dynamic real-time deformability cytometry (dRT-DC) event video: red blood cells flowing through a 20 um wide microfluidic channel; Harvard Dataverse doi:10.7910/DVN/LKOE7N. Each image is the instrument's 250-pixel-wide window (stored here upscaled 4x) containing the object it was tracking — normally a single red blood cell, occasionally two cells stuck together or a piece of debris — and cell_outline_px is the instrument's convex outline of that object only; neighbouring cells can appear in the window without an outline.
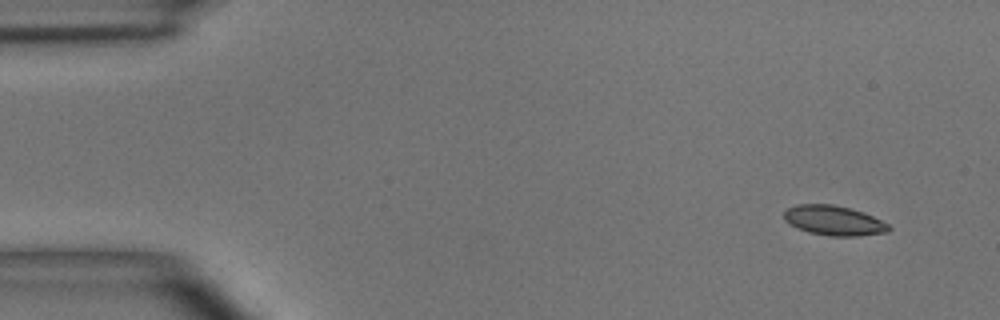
{"species": "common noctule bat (a hibernating species)", "species_latin": "Nyctalus noctula", "temperature_condition": "room temperature", "stored_images_in_passage": 5, "camera_frame_rate_fps": 3000, "um_per_image_px": 0.085, "animal": {"sex": "male", "body_mass_g": 15.6}, "frame": {"image": 1, "passage_image": 1, "time_ms": 0.0, "image_size_px": [1000, 320], "cell_outline_px": [[892, 228], [888, 232], [860, 236], [828, 236], [808, 232], [784, 220], [784, 212], [788, 208], [796, 204], [832, 204], [864, 212], [888, 224]], "centroid_in_image_um": [70.9, 18.75], "position_along_channel_um": 14.1, "area_um2": 18.09}}
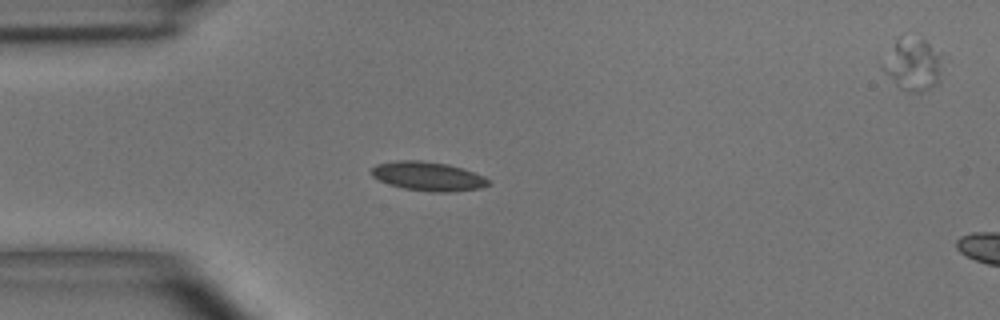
{"frame": {"image": 2, "passage_image": 4, "time_ms": 3.333, "image_size_px": [1000, 320], "cell_outline_px": [[492, 184], [480, 188], [456, 192], [432, 192], [404, 188], [388, 184], [372, 176], [372, 168], [376, 164], [396, 160], [420, 160], [448, 164], [464, 168], [484, 176]], "centroid_in_image_um": [36.42, 14.98], "position_along_channel_um": 48.6, "area_um2": 19.94}}